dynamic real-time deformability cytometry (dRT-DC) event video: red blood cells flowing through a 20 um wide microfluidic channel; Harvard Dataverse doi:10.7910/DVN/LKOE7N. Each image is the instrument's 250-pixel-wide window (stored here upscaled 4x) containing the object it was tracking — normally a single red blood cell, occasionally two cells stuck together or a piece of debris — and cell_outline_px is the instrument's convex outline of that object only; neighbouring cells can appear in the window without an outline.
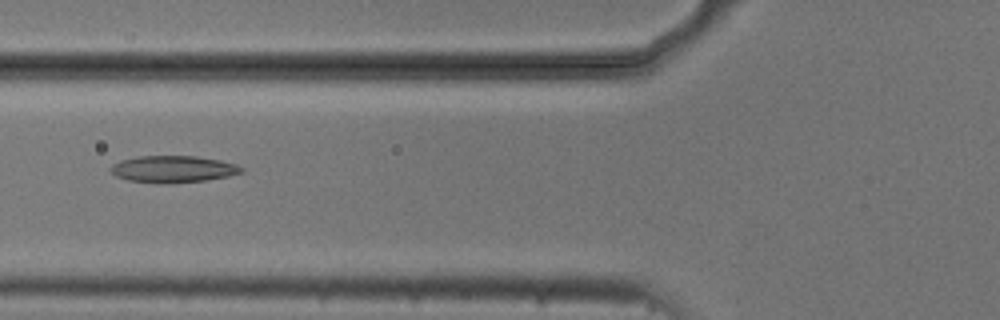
{"species": "common noctule bat (a hibernating species)", "species_latin": "Nyctalus noctula", "temperature_condition": "cold", "stored_images_in_passage": 44, "camera_frame_rate_fps": 3000, "um_per_image_px": 0.085, "animal": {"sex": "male", "body_mass_g": 20.5, "forearm_length_mm": 52.5}, "frame": {"image": 1, "passage_image": 11, "time_ms": 3.333, "image_size_px": [1000, 320], "cell_outline_px": [[244, 172], [228, 176], [204, 180], [172, 184], [160, 184], [128, 180], [116, 176], [108, 168], [112, 164], [120, 160], [140, 156], [196, 156], [220, 160], [236, 164], [244, 168]], "centroid_in_image_um": [14.7, 14.38], "position_along_channel_um": 111.1, "area_um2": 20.63}}
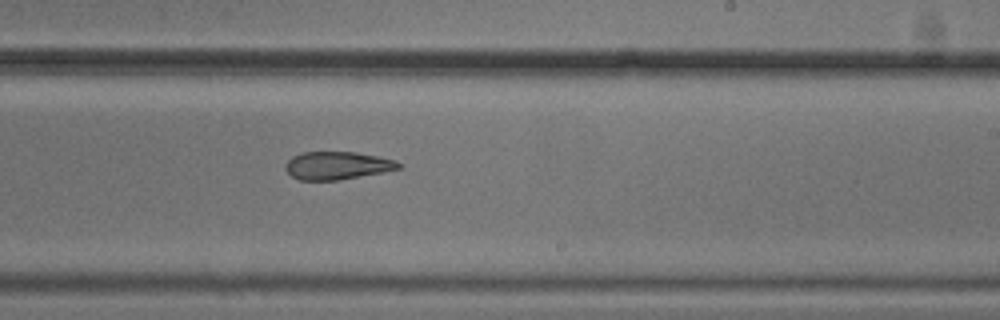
{"frame": {"image": 2, "passage_image": 23, "time_ms": 7.333, "image_size_px": [1000, 320], "cell_outline_px": [[404, 168], [384, 172], [340, 180], [300, 180], [292, 176], [284, 168], [284, 164], [292, 156], [300, 152], [356, 152], [396, 160], [404, 164]], "centroid_in_image_um": [28.7, 14.07], "position_along_channel_um": 260.3, "area_um2": 18.67}}
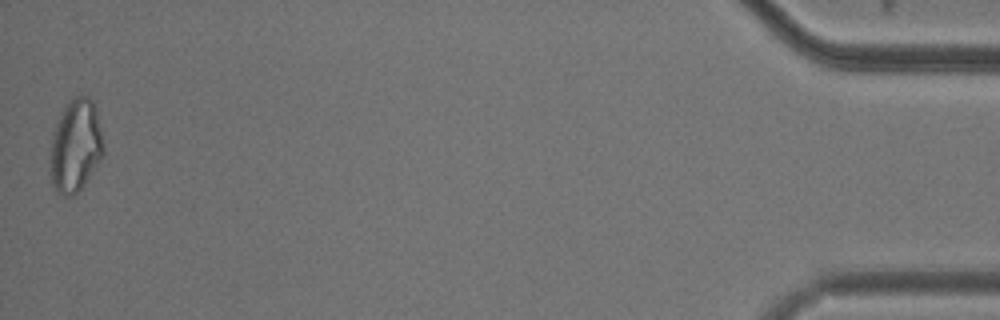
{"frame": {"image": 3, "passage_image": 44, "time_ms": 14.333, "image_size_px": [1000, 320], "cell_outline_px": [[104, 152], [100, 160], [80, 188], [72, 196], [64, 196], [56, 188], [52, 180], [52, 140], [56, 120], [60, 112], [68, 100], [76, 96], [88, 96], [92, 100], [96, 112], [104, 144]], "centroid_in_image_um": [6.44, 12.32], "position_along_channel_um": 428.8, "area_um2": 27.98}, "authors_computed_cell_mechanics": {"area_um2": 20.9814, "velocity_mm_per_s": 3.7245, "shape_relaxation_time_tau1_ms": null, "shape_relaxation_time_tau2_ms": 9.4817, "deformation_change_tau1": null, "deformation_change_tau2": 0.2152}}